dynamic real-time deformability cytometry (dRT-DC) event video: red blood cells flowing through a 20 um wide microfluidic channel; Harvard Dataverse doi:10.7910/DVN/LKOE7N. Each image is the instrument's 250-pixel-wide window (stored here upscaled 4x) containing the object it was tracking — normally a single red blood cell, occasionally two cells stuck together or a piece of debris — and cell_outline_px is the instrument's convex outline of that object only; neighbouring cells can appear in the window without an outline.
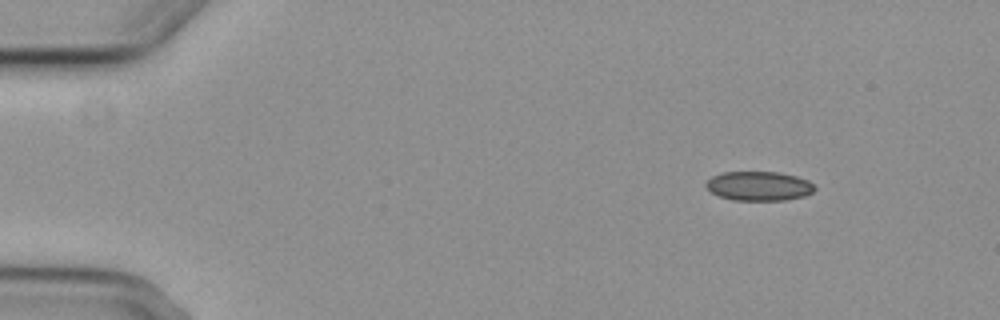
{"species": "common noctule bat (a hibernating species)", "species_latin": "Nyctalus noctula", "temperature_condition": "cold", "stored_images_in_passage": 5, "segment_of_instrument_passage": [1, 2], "camera_frame_rate_fps": 3000, "um_per_image_px": 0.085, "animal": {"sex": "female", "body_mass_g": 29.2, "forearm_length_mm": 56.3}, "frame": {"image": 1, "passage_image": 1, "time_ms": 0.0, "image_size_px": [1000, 320], "cell_outline_px": [[816, 188], [812, 192], [804, 196], [784, 200], [732, 200], [720, 196], [712, 192], [704, 184], [712, 176], [724, 172], [780, 172], [796, 176], [808, 180]], "centroid_in_image_um": [64.51, 15.81], "position_along_channel_um": 20.5, "area_um2": 18.44}}